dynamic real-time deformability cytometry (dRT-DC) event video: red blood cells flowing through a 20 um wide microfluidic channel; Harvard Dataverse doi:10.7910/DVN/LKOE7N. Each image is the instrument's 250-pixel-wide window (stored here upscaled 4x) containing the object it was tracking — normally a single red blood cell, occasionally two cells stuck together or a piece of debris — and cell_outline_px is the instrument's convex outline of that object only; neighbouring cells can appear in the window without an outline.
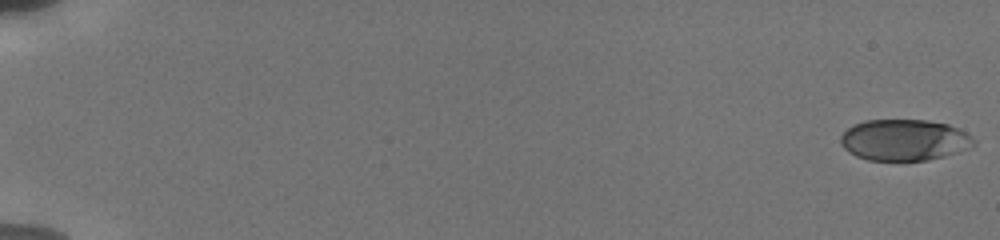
{"species": "human", "species_latin": "Homo sapiens", "temperature_condition": "cold", "stored_images_in_passage": 31, "camera_frame_rate_fps": 3000, "um_per_image_px": 0.085, "donor": {"sex": "male"}, "frame": {"image": 1, "passage_image": 1, "time_ms": 0.0, "image_size_px": [1000, 240], "cell_outline_px": [[976, 144], [968, 148], [944, 156], [928, 160], [868, 160], [856, 156], [848, 152], [840, 144], [840, 136], [852, 124], [864, 120], [928, 120], [948, 124], [964, 132], [976, 140]], "centroid_in_image_um": [76.82, 11.89], "position_along_channel_um": 8.2, "area_um2": 32.02}}
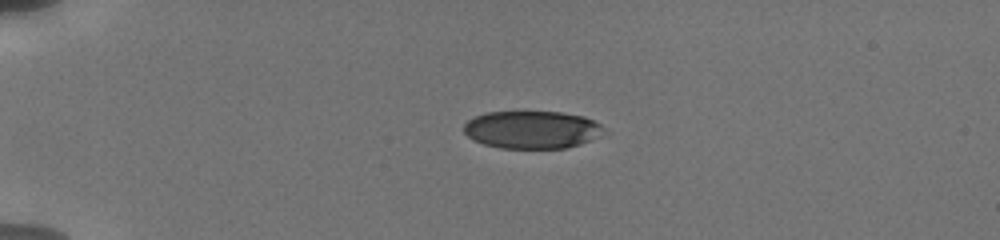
{"frame": {"image": 2, "passage_image": 20, "time_ms": 4.667, "image_size_px": [1000, 240], "cell_outline_px": [[608, 132], [580, 144], [564, 148], [500, 148], [484, 144], [468, 136], [464, 132], [464, 124], [468, 120], [484, 112], [520, 108], [560, 112], [584, 116], [600, 124]], "centroid_in_image_um": [45.2, 10.96], "position_along_channel_um": 39.8, "area_um2": 31.79}}